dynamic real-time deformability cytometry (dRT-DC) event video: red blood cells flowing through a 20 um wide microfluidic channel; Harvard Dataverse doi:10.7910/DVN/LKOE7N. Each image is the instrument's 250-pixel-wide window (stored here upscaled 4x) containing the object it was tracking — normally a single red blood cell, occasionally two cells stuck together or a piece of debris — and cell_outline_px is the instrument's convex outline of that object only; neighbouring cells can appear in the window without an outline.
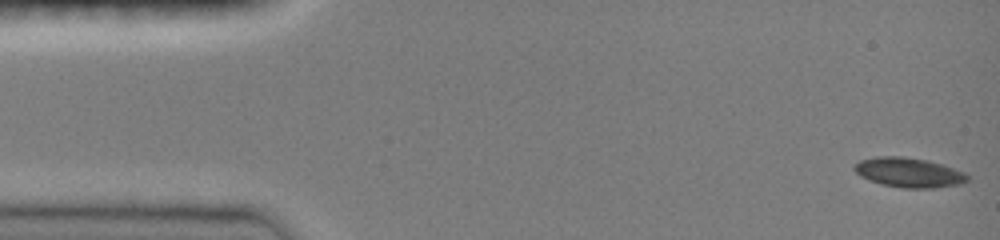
{"species": "common noctule bat (a hibernating species)", "species_latin": "Nyctalus noctula", "temperature_condition": "room temperature", "stored_images_in_passage": 41, "camera_frame_rate_fps": 3000, "um_per_image_px": 0.085, "animal": {"sex": "female", "body_mass_g": 19.0, "forearm_length_mm": 51.5}, "frame": {"image": 1, "passage_image": 1, "time_ms": 0.0, "image_size_px": [1000, 240], "cell_outline_px": [[968, 180], [956, 184], [932, 188], [904, 188], [884, 184], [860, 176], [852, 168], [860, 160], [876, 156], [904, 156], [928, 160], [944, 164], [964, 172], [968, 176]], "centroid_in_image_um": [77.25, 14.64], "position_along_channel_um": 7.8, "area_um2": 19.36}}
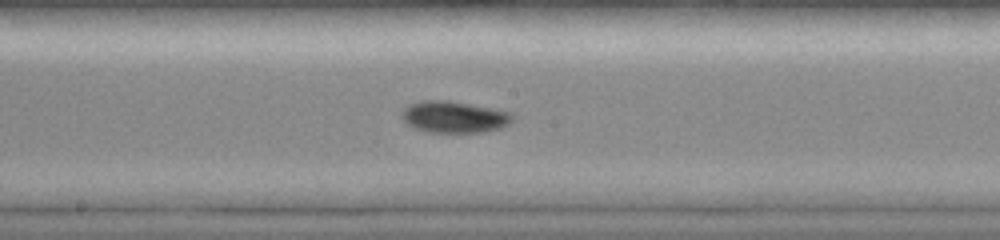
{"frame": {"image": 2, "passage_image": 18, "time_ms": 8.0, "image_size_px": [1000, 240], "cell_outline_px": [[512, 120], [508, 124], [500, 128], [484, 132], [428, 132], [416, 128], [408, 124], [400, 116], [400, 112], [408, 104], [424, 100], [448, 100], [512, 112]], "centroid_in_image_um": [38.57, 9.93], "position_along_channel_um": 209.6, "area_um2": 20.35}}
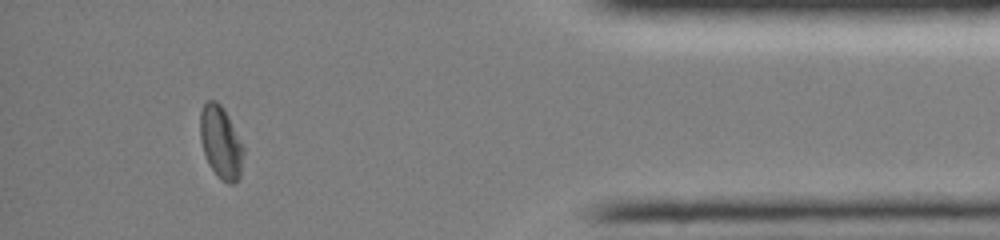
{"frame": {"image": 3, "passage_image": 34, "time_ms": 14.0, "image_size_px": [1000, 240], "cell_outline_px": [[244, 152], [240, 176], [232, 184], [228, 184], [220, 180], [208, 164], [200, 140], [200, 112], [204, 104], [208, 100], [216, 100], [224, 108], [244, 148]], "centroid_in_image_um": [18.76, 12.11], "position_along_channel_um": 416.4, "area_um2": 18.32}, "authors_computed_cell_mechanics": {"area_um2": 18.3804, "velocity_mm_per_s": 4.0266, "shape_relaxation_time_tau1_ms": 4.2699, "shape_relaxation_time_tau2_ms": null, "deformation_change_tau1": 0.0909, "deformation_change_tau2": null}}